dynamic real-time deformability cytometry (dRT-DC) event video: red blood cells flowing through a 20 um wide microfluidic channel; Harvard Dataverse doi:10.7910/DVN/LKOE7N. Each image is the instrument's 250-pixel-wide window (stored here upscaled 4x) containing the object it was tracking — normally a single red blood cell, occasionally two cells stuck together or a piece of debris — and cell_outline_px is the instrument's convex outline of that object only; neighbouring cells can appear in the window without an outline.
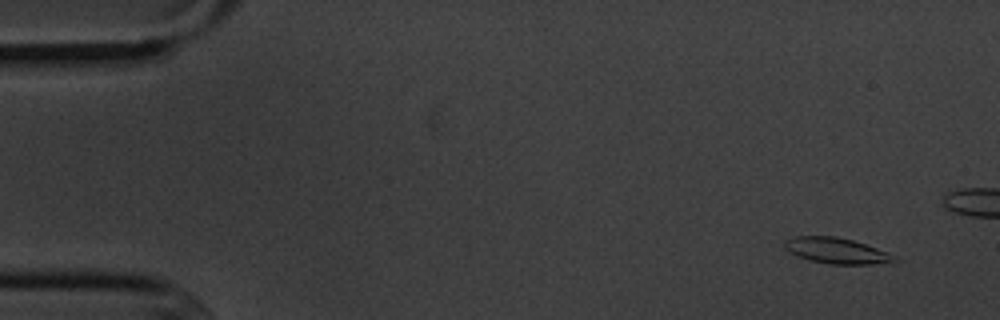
{"species": "common noctule bat (a hibernating species)", "species_latin": "Nyctalus noctula", "temperature_condition": "cold", "stored_images_in_passage": 5, "camera_frame_rate_fps": 3000, "um_per_image_px": 0.085, "animal": {"sex": "male", "body_mass_g": 20.1, "forearm_length_mm": 53.5}, "frame": {"image": 1, "passage_image": 1, "time_ms": 0.0, "image_size_px": [1000, 320], "cell_outline_px": [[900, 260], [896, 264], [832, 264], [812, 260], [800, 256], [784, 248], [784, 240], [796, 236], [836, 236], [852, 240], [888, 252]], "centroid_in_image_um": [71.2, 21.32], "position_along_channel_um": 13.8, "area_um2": 16.47}}